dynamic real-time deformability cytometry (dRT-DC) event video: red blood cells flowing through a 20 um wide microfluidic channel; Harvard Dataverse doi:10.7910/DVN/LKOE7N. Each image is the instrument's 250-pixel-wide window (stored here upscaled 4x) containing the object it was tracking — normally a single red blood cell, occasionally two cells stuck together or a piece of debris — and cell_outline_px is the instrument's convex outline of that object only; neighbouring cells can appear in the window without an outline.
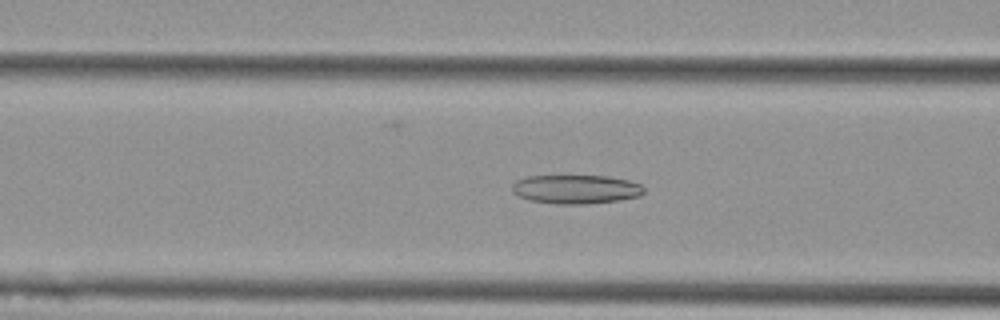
{"species": "Egyptian fruit bat (a non-hibernating species)", "species_latin": "Rousettus aegyptiacus", "temperature_condition": "cold", "stored_images_in_passage": 55, "camera_frame_rate_fps": 3000, "um_per_image_px": 0.085, "animal": {"sex": "female"}, "frame": {"image": 1, "passage_image": 22, "time_ms": 7.0, "image_size_px": [1000, 320], "cell_outline_px": [[644, 192], [640, 196], [616, 200], [584, 204], [556, 204], [532, 200], [520, 196], [512, 192], [512, 184], [516, 180], [528, 176], [608, 176], [628, 180], [640, 184], [644, 188]], "centroid_in_image_um": [48.95, 16.08], "position_along_channel_um": 117.7, "area_um2": 22.02}}
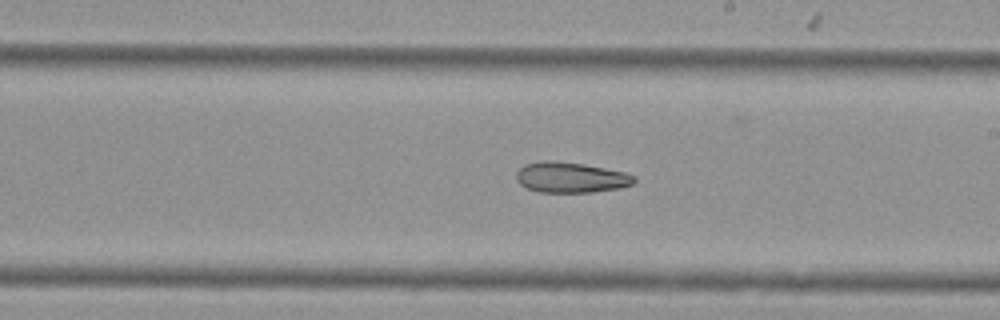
{"frame": {"image": 2, "passage_image": 32, "time_ms": 10.333, "image_size_px": [1000, 320], "cell_outline_px": [[636, 180], [632, 184], [620, 188], [592, 192], [540, 192], [528, 188], [520, 184], [516, 180], [516, 172], [524, 164], [544, 160], [556, 160], [584, 164], [624, 172], [636, 176]], "centroid_in_image_um": [48.5, 15.07], "position_along_channel_um": 240.5, "area_um2": 21.04}}
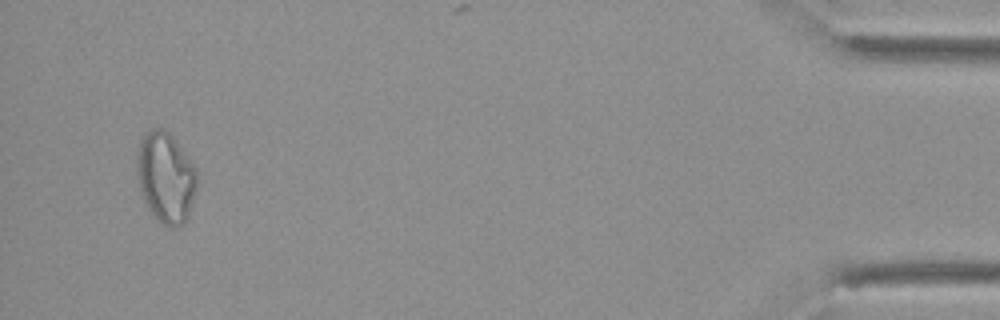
{"frame": {"image": 3, "passage_image": 53, "time_ms": 17.333, "image_size_px": [1000, 320], "cell_outline_px": [[196, 188], [188, 216], [184, 224], [172, 228], [164, 224], [152, 216], [140, 192], [136, 172], [136, 156], [140, 140], [144, 132], [148, 128], [164, 128], [172, 136], [196, 168]], "centroid_in_image_um": [14.05, 15.06], "position_along_channel_um": 421.2, "area_um2": 31.96}}